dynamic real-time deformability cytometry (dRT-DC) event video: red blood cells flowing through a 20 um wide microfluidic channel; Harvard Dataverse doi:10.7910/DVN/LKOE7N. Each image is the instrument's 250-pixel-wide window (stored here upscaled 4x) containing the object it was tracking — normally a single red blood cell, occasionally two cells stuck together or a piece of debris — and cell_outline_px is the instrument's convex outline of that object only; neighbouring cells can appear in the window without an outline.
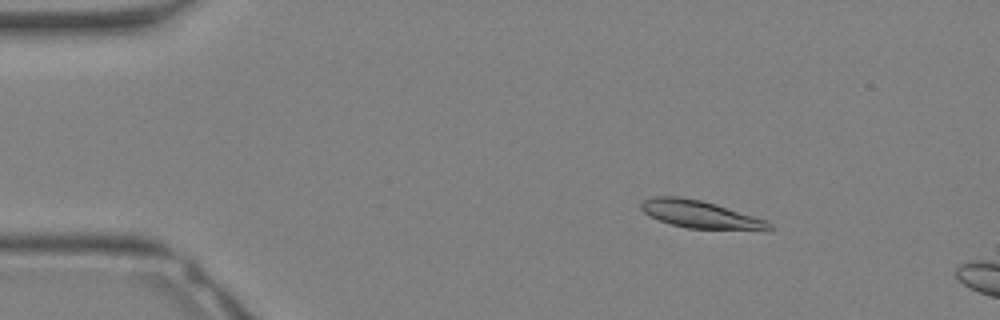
{"species": "Egyptian fruit bat (a non-hibernating species)", "species_latin": "Rousettus aegyptiacus", "temperature_condition": "warm", "stored_images_in_passage": 4, "camera_frame_rate_fps": 3000, "um_per_image_px": 0.085, "animal": {"sex": "female"}, "frame": {"image": 1, "passage_image": 1, "time_ms": 0.0, "image_size_px": [1000, 320], "cell_outline_px": [[776, 228], [772, 232], [764, 232], [688, 228], [672, 224], [660, 220], [644, 212], [640, 208], [640, 204], [644, 200], [652, 196], [676, 196], [700, 200], [716, 204], [768, 220]], "centroid_in_image_um": [59.71, 18.27], "position_along_channel_um": 25.3, "area_um2": 21.21}}